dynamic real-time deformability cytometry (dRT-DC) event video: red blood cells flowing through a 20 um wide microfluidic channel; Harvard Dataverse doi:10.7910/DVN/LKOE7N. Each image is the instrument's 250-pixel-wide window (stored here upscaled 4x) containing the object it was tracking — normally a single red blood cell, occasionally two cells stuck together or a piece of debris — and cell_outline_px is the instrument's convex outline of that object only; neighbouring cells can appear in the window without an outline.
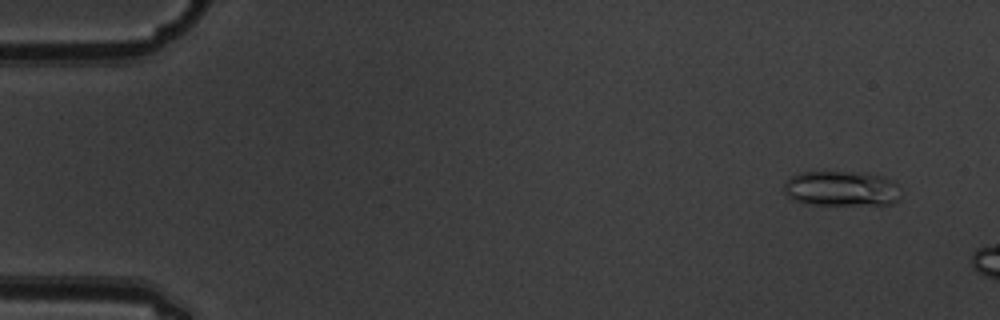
{"species": "common noctule bat (a hibernating species)", "species_latin": "Nyctalus noctula", "temperature_condition": "warm", "stored_images_in_passage": 3, "camera_frame_rate_fps": 3000, "um_per_image_px": 0.085, "animal": {"sex": "male", "body_mass_g": 19.5, "forearm_length_mm": 54.6}, "frame": {"image": 1, "passage_image": 1, "time_ms": 0.0, "image_size_px": [1000, 320], "cell_outline_px": [[900, 200], [892, 204], [808, 204], [792, 200], [784, 192], [784, 180], [800, 172], [864, 172], [880, 176], [892, 180], [896, 184], [900, 196]], "centroid_in_image_um": [71.49, 16.02], "position_along_channel_um": 13.5, "area_um2": 23.99}}